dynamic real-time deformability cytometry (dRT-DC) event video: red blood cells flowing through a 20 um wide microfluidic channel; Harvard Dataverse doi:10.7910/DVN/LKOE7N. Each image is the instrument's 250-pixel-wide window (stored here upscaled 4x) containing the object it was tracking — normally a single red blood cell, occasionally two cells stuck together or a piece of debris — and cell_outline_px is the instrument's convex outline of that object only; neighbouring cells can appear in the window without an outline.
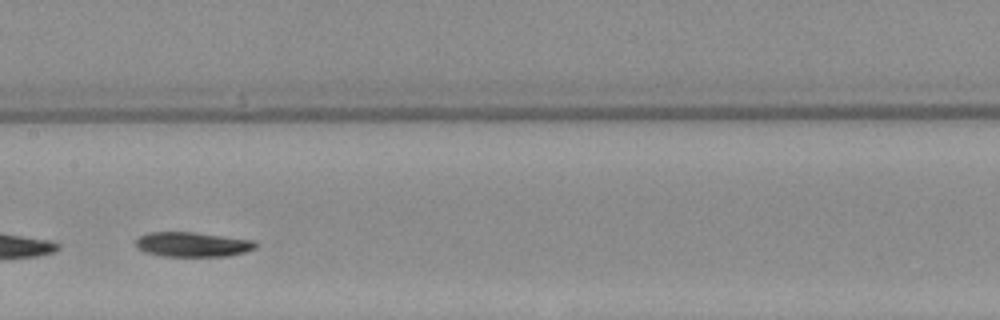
{"species": "Egyptian fruit bat (a non-hibernating species)", "species_latin": "Rousettus aegyptiacus", "temperature_condition": "warm", "stored_images_in_passage": 23, "segment_of_instrument_passage": [2, 2], "camera_frame_rate_fps": 3000, "um_per_image_px": 0.085, "animal": {"sex": "female"}, "frame": {"image": 1, "passage_image": 14, "time_ms": 4.333, "image_size_px": [1000, 320], "cell_outline_px": [[256, 248], [244, 252], [228, 256], [160, 256], [144, 252], [136, 248], [136, 240], [140, 236], [148, 232], [192, 232], [256, 240]], "centroid_in_image_um": [16.35, 20.78], "position_along_channel_um": 191.0, "area_um2": 17.34}}
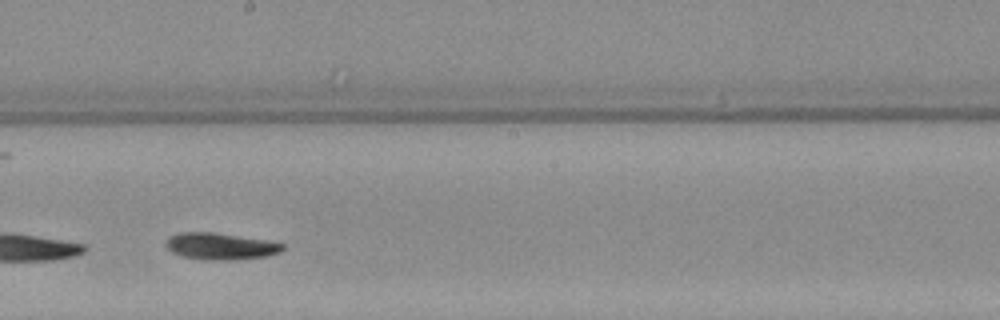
{"frame": {"image": 2, "passage_image": 17, "time_ms": 5.333, "image_size_px": [1000, 320], "cell_outline_px": [[284, 248], [280, 252], [264, 256], [236, 260], [200, 260], [180, 256], [172, 252], [164, 244], [168, 236], [180, 232], [212, 232], [264, 240], [284, 244]], "centroid_in_image_um": [18.66, 20.94], "position_along_channel_um": 229.5, "area_um2": 18.21}}